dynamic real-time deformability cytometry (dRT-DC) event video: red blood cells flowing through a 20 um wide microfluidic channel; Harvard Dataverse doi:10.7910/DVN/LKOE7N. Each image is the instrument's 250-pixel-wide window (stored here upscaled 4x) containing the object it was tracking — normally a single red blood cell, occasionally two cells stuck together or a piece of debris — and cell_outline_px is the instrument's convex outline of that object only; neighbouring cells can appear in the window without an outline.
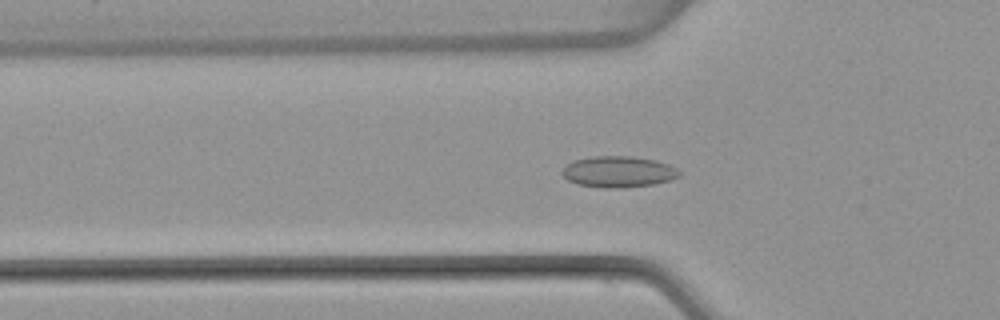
{"species": "common noctule bat (a hibernating species)", "species_latin": "Nyctalus noctula", "temperature_condition": "warm", "stored_images_in_passage": 54, "camera_frame_rate_fps": 3000, "um_per_image_px": 0.085, "animal": {"sex": "female", "body_mass_g": 22.7, "forearm_length_mm": 54.2}, "frame": {"image": 1, "passage_image": 18, "time_ms": 5.667, "image_size_px": [1000, 320], "cell_outline_px": [[680, 176], [672, 180], [652, 184], [616, 188], [604, 188], [576, 184], [568, 180], [560, 172], [572, 160], [592, 156], [632, 156], [656, 160], [668, 164], [676, 168], [680, 172]], "centroid_in_image_um": [52.56, 14.59], "position_along_channel_um": 73.2, "area_um2": 21.33}}
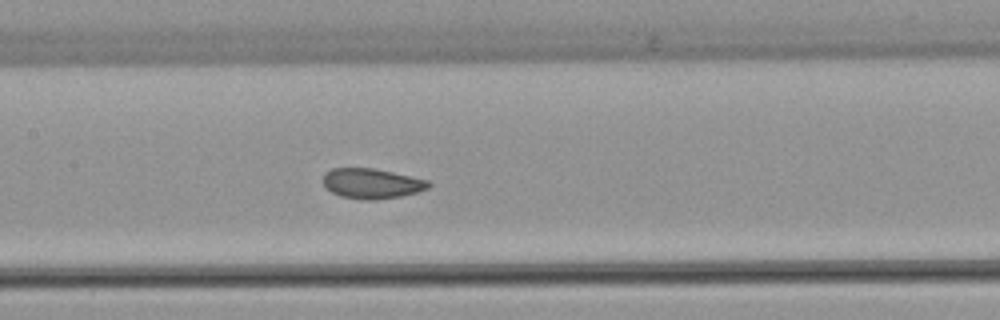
{"frame": {"image": 2, "passage_image": 26, "time_ms": 8.333, "image_size_px": [1000, 320], "cell_outline_px": [[432, 184], [428, 188], [404, 196], [376, 200], [364, 200], [340, 196], [324, 188], [324, 172], [332, 168], [372, 168], [392, 172], [428, 180]], "centroid_in_image_um": [31.59, 15.6], "position_along_channel_um": 175.8, "area_um2": 18.61}}
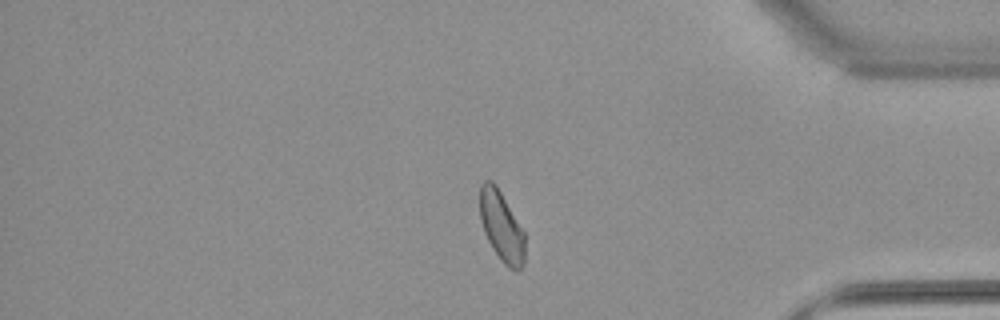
{"frame": {"image": 3, "passage_image": 45, "time_ms": 14.667, "image_size_px": [1000, 320], "cell_outline_px": [[524, 264], [516, 272], [508, 268], [500, 260], [492, 248], [484, 232], [480, 220], [480, 184], [484, 180], [492, 180], [496, 184], [524, 232]], "centroid_in_image_um": [42.61, 19.25], "position_along_channel_um": 392.6, "area_um2": 18.44}, "authors_computed_cell_mechanics": {"area_um2": 19.1318, "velocity_mm_per_s": 3.8226, "shape_relaxation_time_tau1_ms": 8.7877, "shape_relaxation_time_tau2_ms": 1.1375, "deformation_change_tau1": 0.1254, "deformation_change_tau2": 0.0559}}